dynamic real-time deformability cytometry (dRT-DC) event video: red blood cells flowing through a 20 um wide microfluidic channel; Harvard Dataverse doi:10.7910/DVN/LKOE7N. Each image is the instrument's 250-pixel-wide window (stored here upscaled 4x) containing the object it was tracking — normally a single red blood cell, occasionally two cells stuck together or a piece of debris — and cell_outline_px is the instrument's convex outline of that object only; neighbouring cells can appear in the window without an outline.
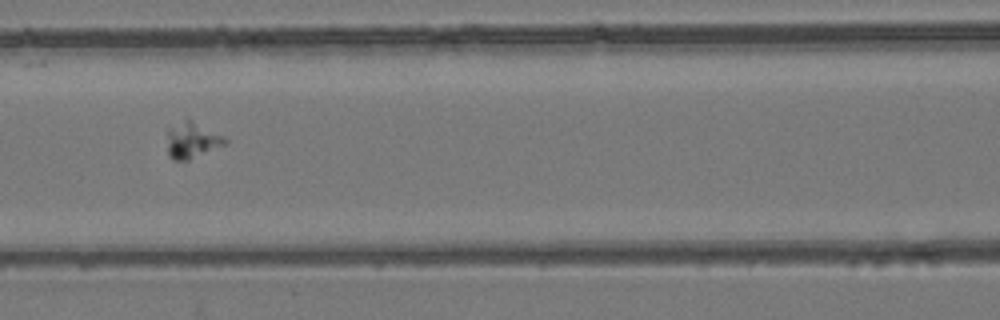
{"species": "common noctule bat (a hibernating species)", "species_latin": "Nyctalus noctula", "temperature_condition": "room temperature", "stored_images_in_passage": 6, "camera_frame_rate_fps": 3000, "um_per_image_px": 0.085, "animal": {"sex": "female", "body_mass_g": 24.6, "forearm_length_mm": 56.2}, "frame": {"image": 1, "passage_image": 3, "time_ms": 2.333, "image_size_px": [1000, 320], "cell_outline_px": [[228, 140], [224, 144], [188, 160], [172, 160], [168, 156], [168, 128], [184, 120], [188, 120], [224, 136]], "centroid_in_image_um": [16.29, 11.95], "position_along_channel_um": 150.3, "area_um2": 11.62}}
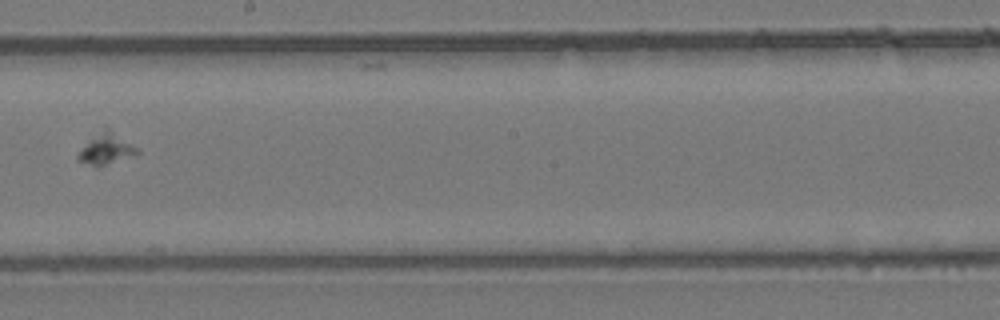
{"frame": {"image": 2, "passage_image": 5, "time_ms": 4.667, "image_size_px": [1000, 320], "cell_outline_px": [[140, 152], [96, 168], [76, 160], [76, 156], [80, 148], [104, 128], [108, 128], [136, 148]], "centroid_in_image_um": [8.93, 12.7], "position_along_channel_um": 239.3, "area_um2": 10.29}}
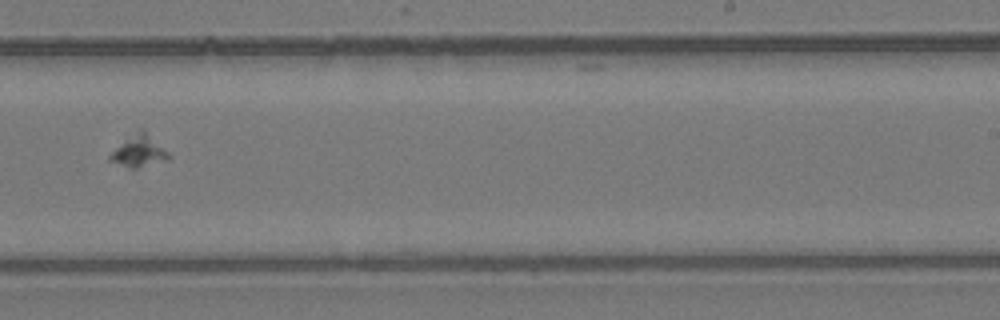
{"frame": {"image": 3, "passage_image": 6, "time_ms": 5.667, "image_size_px": [1000, 320], "cell_outline_px": [[172, 156], [168, 160], [136, 168], [128, 168], [108, 160], [108, 156], [116, 148], [140, 128], [144, 128]], "centroid_in_image_um": [11.84, 12.85], "position_along_channel_um": 277.2, "area_um2": 10.75}}